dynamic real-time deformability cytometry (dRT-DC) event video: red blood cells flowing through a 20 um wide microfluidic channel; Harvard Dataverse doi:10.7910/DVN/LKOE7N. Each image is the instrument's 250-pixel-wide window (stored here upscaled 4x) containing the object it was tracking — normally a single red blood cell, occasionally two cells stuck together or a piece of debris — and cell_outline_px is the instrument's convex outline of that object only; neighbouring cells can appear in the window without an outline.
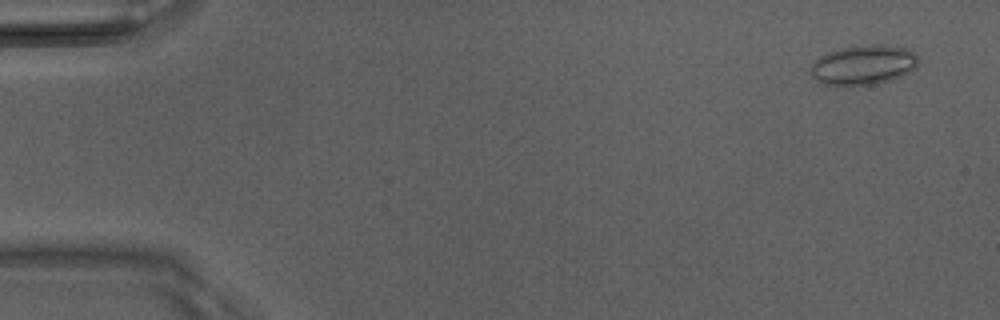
{"species": "Egyptian fruit bat (a non-hibernating species)", "species_latin": "Rousettus aegyptiacus", "temperature_condition": "room temperature", "stored_images_in_passage": 5, "camera_frame_rate_fps": 3000, "um_per_image_px": 0.085, "animal": {"sex": "male"}, "frame": {"image": 1, "passage_image": 2, "time_ms": 0.333, "image_size_px": [1000, 320], "cell_outline_px": [[916, 68], [892, 80], [852, 88], [820, 84], [812, 76], [812, 64], [820, 56], [828, 52], [840, 48], [872, 44], [880, 44], [908, 48], [916, 56]], "centroid_in_image_um": [73.35, 5.55], "position_along_channel_um": 11.7, "area_um2": 25.2}}